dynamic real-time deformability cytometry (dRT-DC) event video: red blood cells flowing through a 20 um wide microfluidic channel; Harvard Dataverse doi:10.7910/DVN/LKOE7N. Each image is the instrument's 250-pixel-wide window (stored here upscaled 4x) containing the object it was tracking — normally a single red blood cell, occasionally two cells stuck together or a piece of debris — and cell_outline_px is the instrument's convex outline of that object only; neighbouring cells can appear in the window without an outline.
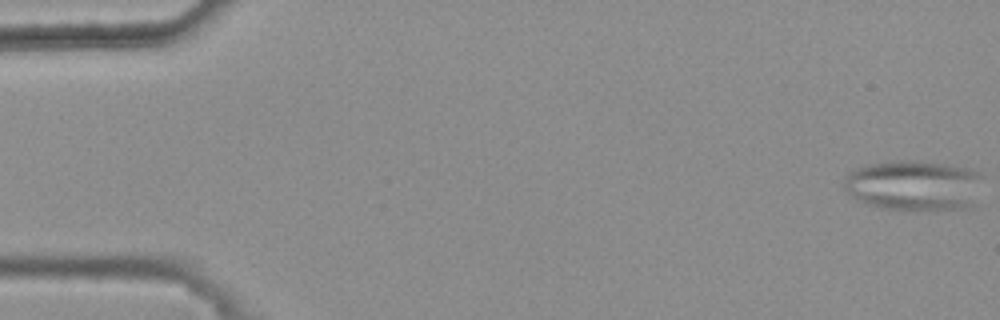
{"species": "common noctule bat (a hibernating species)", "species_latin": "Nyctalus noctula", "temperature_condition": "warm", "stored_images_in_passage": 47, "camera_frame_rate_fps": 3000, "um_per_image_px": 0.085, "animal": {"sex": "female", "body_mass_g": 25.1}, "frame": {"image": 1, "passage_image": 1, "time_ms": 0.0, "image_size_px": [1000, 320], "cell_outline_px": [[980, 176], [972, 208], [920, 212], [912, 212], [880, 208], [864, 204], [852, 196], [844, 188], [844, 176], [848, 172], [856, 168], [868, 164], [900, 160], [912, 160], [948, 164], [972, 168]], "centroid_in_image_um": [77.64, 15.8], "position_along_channel_um": 7.4, "area_um2": 41.62}}
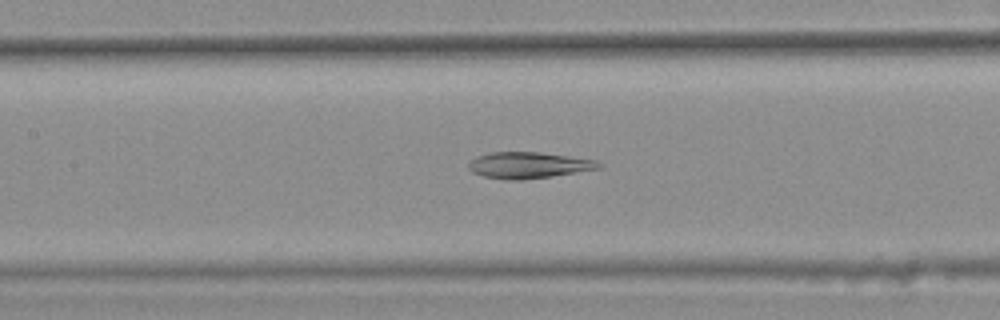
{"frame": {"image": 2, "passage_image": 25, "time_ms": 8.0, "image_size_px": [1000, 320], "cell_outline_px": [[604, 164], [600, 168], [552, 176], [520, 180], [512, 180], [484, 176], [472, 172], [468, 168], [468, 164], [476, 156], [492, 152], [540, 152], [596, 160]], "centroid_in_image_um": [44.93, 14.03], "position_along_channel_um": 162.5, "area_um2": 19.77}}
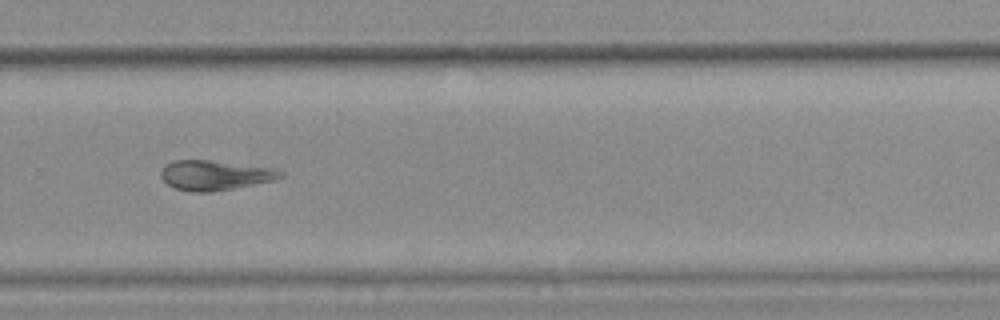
{"frame": {"image": 3, "passage_image": 37, "time_ms": 12.0, "image_size_px": [1000, 320], "cell_outline_px": [[284, 176], [272, 180], [212, 192], [192, 192], [176, 188], [168, 184], [160, 176], [160, 172], [172, 160], [208, 160], [272, 168], [284, 172]], "centroid_in_image_um": [18.24, 14.89], "position_along_channel_um": 311.6, "area_um2": 20.35}, "authors_computed_cell_mechanics": {"area_um2": 20.8658, "velocity_mm_per_s": 3.7403, "shape_relaxation_time_tau1_ms": null, "shape_relaxation_time_tau2_ms": 4.1781, "deformation_change_tau1": null, "deformation_change_tau2": 0.1151}}